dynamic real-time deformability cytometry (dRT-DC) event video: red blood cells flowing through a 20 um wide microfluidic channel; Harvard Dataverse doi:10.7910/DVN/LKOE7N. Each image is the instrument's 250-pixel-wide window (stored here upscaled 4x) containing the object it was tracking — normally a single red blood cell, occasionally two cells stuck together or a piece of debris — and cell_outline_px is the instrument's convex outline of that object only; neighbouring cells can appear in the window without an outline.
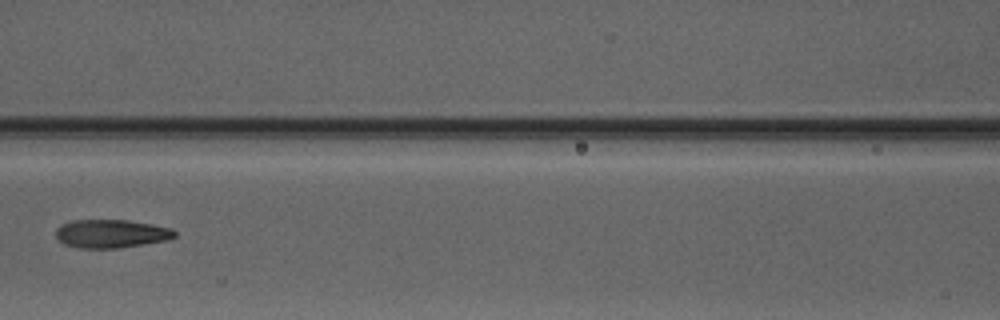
{"species": "Egyptian fruit bat (a non-hibernating species)", "species_latin": "Rousettus aegyptiacus", "temperature_condition": "warm", "stored_images_in_passage": 7, "camera_frame_rate_fps": 3000, "um_per_image_px": 0.085, "animal": {"sex": "male"}, "frame": {"image": 1, "passage_image": 6, "time_ms": 7.0, "image_size_px": [1000, 320], "cell_outline_px": [[176, 236], [168, 240], [144, 244], [116, 248], [80, 248], [64, 244], [56, 236], [56, 228], [60, 224], [72, 220], [128, 220], [152, 224], [168, 228], [176, 232]], "centroid_in_image_um": [9.42, 19.86], "position_along_channel_um": 157.2, "area_um2": 19.59}}
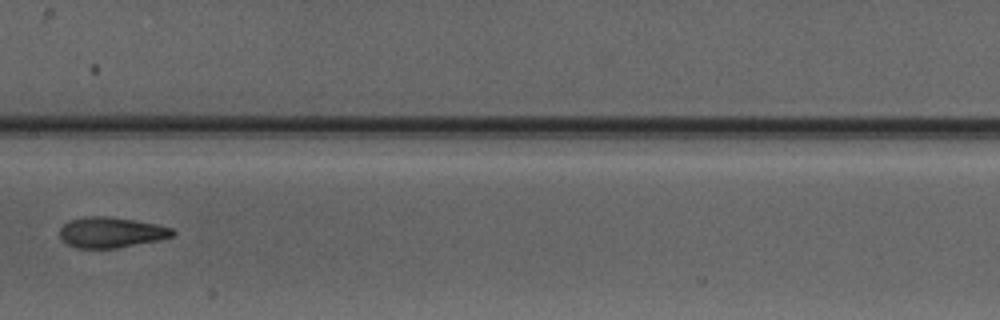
{"frame": {"image": 2, "passage_image": 7, "time_ms": 8.0, "image_size_px": [1000, 320], "cell_outline_px": [[176, 232], [172, 236], [156, 240], [116, 248], [76, 248], [68, 244], [60, 236], [60, 228], [68, 220], [84, 216], [108, 216], [156, 224], [172, 228]], "centroid_in_image_um": [9.41, 19.74], "position_along_channel_um": 198.0, "area_um2": 19.88}}